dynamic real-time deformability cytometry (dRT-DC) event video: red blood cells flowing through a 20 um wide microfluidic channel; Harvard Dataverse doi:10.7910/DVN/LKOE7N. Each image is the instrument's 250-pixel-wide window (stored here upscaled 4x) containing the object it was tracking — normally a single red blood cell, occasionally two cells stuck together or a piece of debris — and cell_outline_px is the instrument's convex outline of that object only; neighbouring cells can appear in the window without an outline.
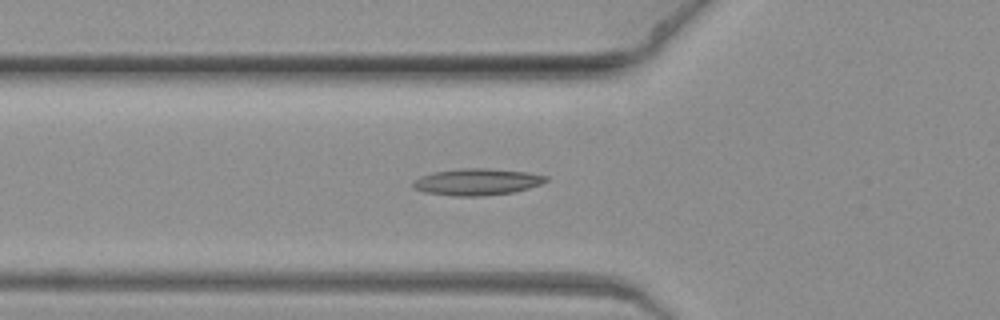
{"species": "common noctule bat (a hibernating species)", "species_latin": "Nyctalus noctula", "temperature_condition": "warm", "stored_images_in_passage": 9, "camera_frame_rate_fps": 3000, "um_per_image_px": 0.085, "animal": {"sex": "female", "body_mass_g": 19.3, "forearm_length_mm": 54.1}, "frame": {"image": 1, "passage_image": 9, "time_ms": 2.667, "image_size_px": [1000, 320], "cell_outline_px": [[548, 180], [540, 184], [528, 188], [512, 192], [484, 196], [456, 196], [424, 192], [412, 188], [412, 184], [420, 176], [432, 172], [460, 168], [488, 168], [528, 172], [548, 176]], "centroid_in_image_um": [40.53, 15.45], "position_along_channel_um": 85.3, "area_um2": 20.69}}